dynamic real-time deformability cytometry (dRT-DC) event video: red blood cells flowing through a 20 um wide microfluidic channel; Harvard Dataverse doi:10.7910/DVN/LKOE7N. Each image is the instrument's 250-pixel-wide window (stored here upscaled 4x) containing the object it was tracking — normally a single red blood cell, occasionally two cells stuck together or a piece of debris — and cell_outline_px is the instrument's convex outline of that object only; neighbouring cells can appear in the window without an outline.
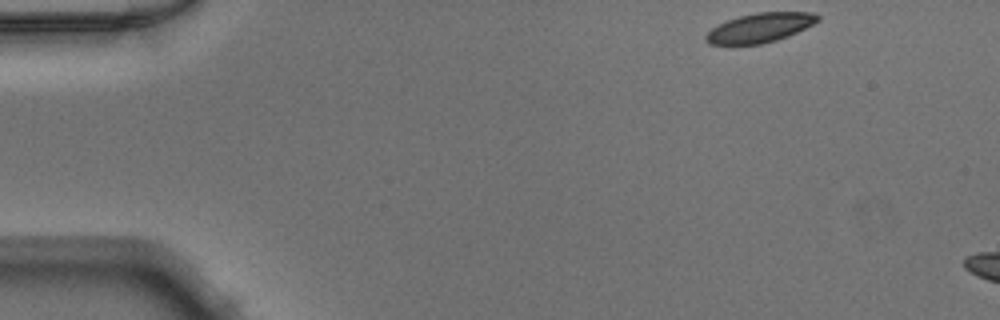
{"species": "Egyptian fruit bat (a non-hibernating species)", "species_latin": "Rousettus aegyptiacus", "temperature_condition": "warm", "stored_images_in_passage": 5, "camera_frame_rate_fps": 3000, "um_per_image_px": 0.085, "animal": {"sex": "male"}, "frame": {"image": 1, "passage_image": 1, "time_ms": 0.0, "image_size_px": [1000, 320], "cell_outline_px": [[820, 20], [788, 36], [776, 40], [760, 44], [708, 44], [704, 40], [704, 36], [712, 28], [728, 20], [740, 16], [756, 12], [812, 12], [820, 16]], "centroid_in_image_um": [64.59, 2.35], "position_along_channel_um": 20.4, "area_um2": 18.9}}